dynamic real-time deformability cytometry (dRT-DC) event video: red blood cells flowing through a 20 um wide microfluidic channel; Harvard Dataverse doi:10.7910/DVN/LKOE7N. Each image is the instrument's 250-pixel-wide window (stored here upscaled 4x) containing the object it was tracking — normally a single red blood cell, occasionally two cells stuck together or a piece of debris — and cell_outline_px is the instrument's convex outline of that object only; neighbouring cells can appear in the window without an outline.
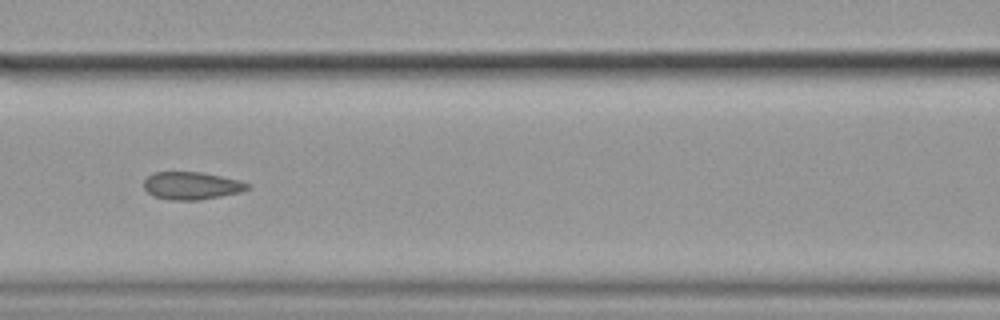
{"species": "common noctule bat (a hibernating species)", "species_latin": "Nyctalus noctula", "temperature_condition": "cold", "stored_images_in_passage": 9, "camera_frame_rate_fps": 3000, "um_per_image_px": 0.085, "animal": {"sex": "female", "body_mass_g": 19.9}, "frame": {"image": 1, "passage_image": 6, "time_ms": 1.667, "image_size_px": [1000, 320], "cell_outline_px": [[252, 188], [240, 192], [200, 200], [172, 200], [152, 196], [144, 188], [144, 180], [152, 172], [200, 172], [240, 180], [248, 184]], "centroid_in_image_um": [16.27, 15.78], "position_along_channel_um": 150.3, "area_um2": 16.7}}
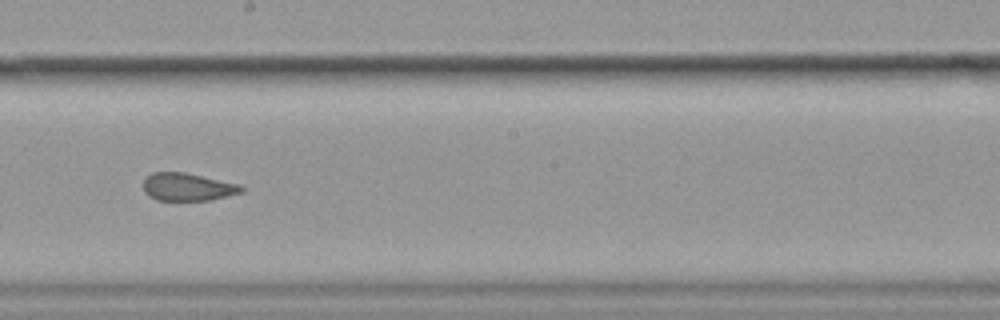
{"frame": {"image": 2, "passage_image": 8, "time_ms": 2.333, "image_size_px": [1000, 320], "cell_outline_px": [[244, 192], [212, 200], [156, 200], [148, 196], [144, 192], [144, 180], [152, 172], [184, 172], [240, 184], [244, 188]], "centroid_in_image_um": [15.97, 15.89], "position_along_channel_um": 232.2, "area_um2": 15.95}}
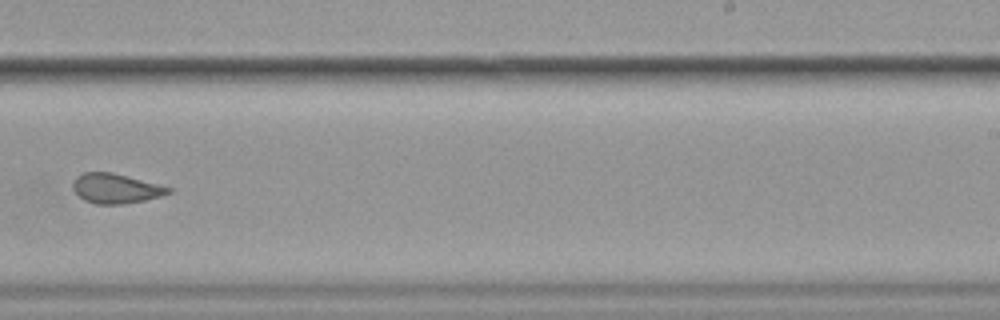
{"frame": {"image": 3, "passage_image": 9, "time_ms": 2.667, "image_size_px": [1000, 320], "cell_outline_px": [[172, 192], [160, 196], [144, 200], [124, 204], [96, 204], [84, 200], [72, 188], [72, 184], [76, 176], [84, 172], [112, 172], [172, 188]], "centroid_in_image_um": [9.82, 16.02], "position_along_channel_um": 279.2, "area_um2": 16.42}}